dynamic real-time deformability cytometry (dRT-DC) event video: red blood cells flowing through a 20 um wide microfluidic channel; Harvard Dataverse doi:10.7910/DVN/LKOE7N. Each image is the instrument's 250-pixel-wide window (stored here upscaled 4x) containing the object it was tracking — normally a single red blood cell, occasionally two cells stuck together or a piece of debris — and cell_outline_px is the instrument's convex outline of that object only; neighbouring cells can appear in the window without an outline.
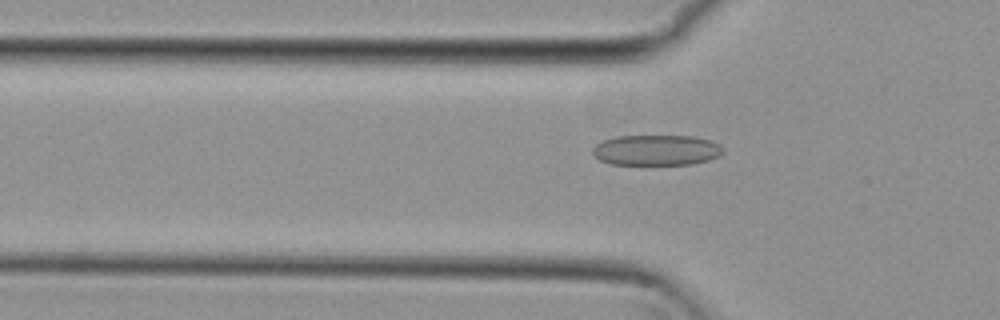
{"species": "common noctule bat (a hibernating species)", "species_latin": "Nyctalus noctula", "temperature_condition": "cold", "stored_images_in_passage": 53, "camera_frame_rate_fps": 3000, "um_per_image_px": 0.085, "animal": {"sex": "female", "body_mass_g": 29.2, "forearm_length_mm": 56.3}, "frame": {"image": 1, "passage_image": 17, "time_ms": 5.333, "image_size_px": [1000, 320], "cell_outline_px": [[720, 156], [708, 160], [692, 164], [612, 164], [600, 160], [592, 156], [592, 148], [600, 140], [616, 136], [692, 136], [712, 140], [720, 144]], "centroid_in_image_um": [55.74, 12.75], "position_along_channel_um": 70.1, "area_um2": 23.29}}
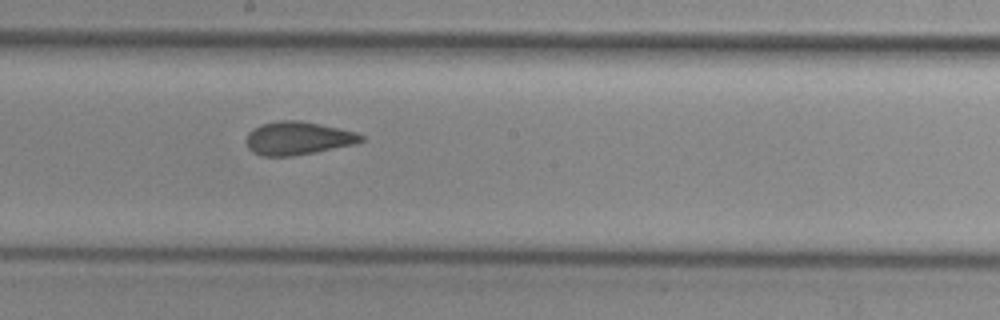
{"frame": {"image": 2, "passage_image": 29, "time_ms": 9.333, "image_size_px": [1000, 320], "cell_outline_px": [[364, 140], [356, 144], [316, 152], [292, 156], [264, 156], [252, 152], [248, 148], [244, 140], [248, 132], [252, 128], [260, 124], [276, 120], [300, 120], [320, 124], [356, 132], [364, 136]], "centroid_in_image_um": [25.28, 11.74], "position_along_channel_um": 222.9, "area_um2": 22.54}}
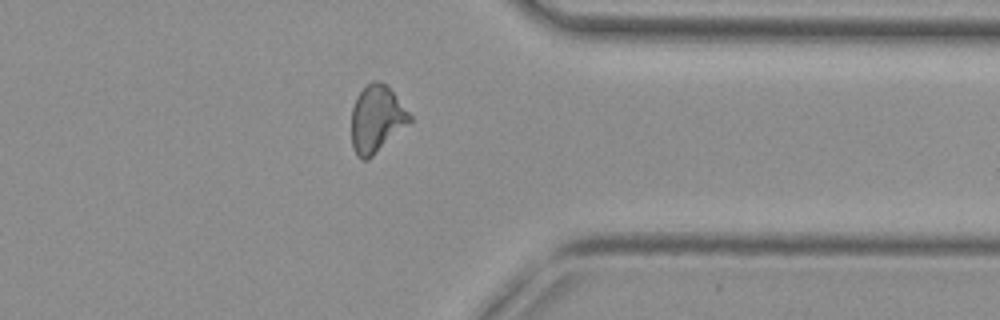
{"frame": {"image": 3, "passage_image": 42, "time_ms": 13.667, "image_size_px": [1000, 320], "cell_outline_px": [[412, 120], [368, 160], [360, 160], [356, 156], [352, 148], [352, 108], [356, 96], [364, 84], [372, 80], [376, 80], [384, 84], [392, 92], [412, 116]], "centroid_in_image_um": [31.96, 10.11], "position_along_channel_um": 379.4, "area_um2": 22.66}, "authors_computed_cell_mechanics": {"area_um2": 22.6576, "velocity_mm_per_s": 3.8106, "shape_relaxation_time_tau1_ms": 10.5169, "shape_relaxation_time_tau2_ms": 1.1634, "deformation_change_tau1": 0.1804, "deformation_change_tau2": 0.0731}}